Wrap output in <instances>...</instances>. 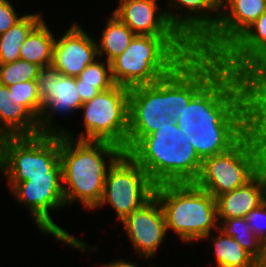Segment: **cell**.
I'll use <instances>...</instances> for the list:
<instances>
[{"mask_svg": "<svg viewBox=\"0 0 266 267\" xmlns=\"http://www.w3.org/2000/svg\"><path fill=\"white\" fill-rule=\"evenodd\" d=\"M175 121L202 161L228 151L258 122L245 75L223 67Z\"/></svg>", "mask_w": 266, "mask_h": 267, "instance_id": "cell-1", "label": "cell"}, {"mask_svg": "<svg viewBox=\"0 0 266 267\" xmlns=\"http://www.w3.org/2000/svg\"><path fill=\"white\" fill-rule=\"evenodd\" d=\"M128 154L157 185L194 183L202 160L183 130L168 115L157 117L156 131L144 136Z\"/></svg>", "mask_w": 266, "mask_h": 267, "instance_id": "cell-2", "label": "cell"}, {"mask_svg": "<svg viewBox=\"0 0 266 267\" xmlns=\"http://www.w3.org/2000/svg\"><path fill=\"white\" fill-rule=\"evenodd\" d=\"M73 136L68 131L60 135L62 184L67 185L62 186L64 201H77L93 210L101 201L108 170L125 151L110 142L75 140Z\"/></svg>", "mask_w": 266, "mask_h": 267, "instance_id": "cell-3", "label": "cell"}, {"mask_svg": "<svg viewBox=\"0 0 266 267\" xmlns=\"http://www.w3.org/2000/svg\"><path fill=\"white\" fill-rule=\"evenodd\" d=\"M195 49L182 36L136 35L111 64L113 82L132 88L170 75Z\"/></svg>", "mask_w": 266, "mask_h": 267, "instance_id": "cell-4", "label": "cell"}, {"mask_svg": "<svg viewBox=\"0 0 266 267\" xmlns=\"http://www.w3.org/2000/svg\"><path fill=\"white\" fill-rule=\"evenodd\" d=\"M154 196L162 206L167 231L173 230L183 242L208 238L217 225L216 199L195 183L155 186Z\"/></svg>", "mask_w": 266, "mask_h": 267, "instance_id": "cell-5", "label": "cell"}, {"mask_svg": "<svg viewBox=\"0 0 266 267\" xmlns=\"http://www.w3.org/2000/svg\"><path fill=\"white\" fill-rule=\"evenodd\" d=\"M0 172L7 176L10 189L30 178L62 177L60 135L0 138Z\"/></svg>", "mask_w": 266, "mask_h": 267, "instance_id": "cell-6", "label": "cell"}, {"mask_svg": "<svg viewBox=\"0 0 266 267\" xmlns=\"http://www.w3.org/2000/svg\"><path fill=\"white\" fill-rule=\"evenodd\" d=\"M257 173L256 124L228 151L202 161L194 182L214 198L244 185Z\"/></svg>", "mask_w": 266, "mask_h": 267, "instance_id": "cell-7", "label": "cell"}, {"mask_svg": "<svg viewBox=\"0 0 266 267\" xmlns=\"http://www.w3.org/2000/svg\"><path fill=\"white\" fill-rule=\"evenodd\" d=\"M130 88L115 84L81 105L85 132L79 140L106 141L127 152Z\"/></svg>", "mask_w": 266, "mask_h": 267, "instance_id": "cell-8", "label": "cell"}, {"mask_svg": "<svg viewBox=\"0 0 266 267\" xmlns=\"http://www.w3.org/2000/svg\"><path fill=\"white\" fill-rule=\"evenodd\" d=\"M154 189L155 184L146 171L124 152L108 170L102 198L96 208L107 203L122 221L131 211L144 205L154 195Z\"/></svg>", "mask_w": 266, "mask_h": 267, "instance_id": "cell-9", "label": "cell"}, {"mask_svg": "<svg viewBox=\"0 0 266 267\" xmlns=\"http://www.w3.org/2000/svg\"><path fill=\"white\" fill-rule=\"evenodd\" d=\"M62 177L30 178L29 181L17 183L11 191L17 203H24L41 232L49 233L73 248L87 251V244L71 236L59 227L50 217L51 209H58L65 204Z\"/></svg>", "mask_w": 266, "mask_h": 267, "instance_id": "cell-10", "label": "cell"}, {"mask_svg": "<svg viewBox=\"0 0 266 267\" xmlns=\"http://www.w3.org/2000/svg\"><path fill=\"white\" fill-rule=\"evenodd\" d=\"M223 68L220 56L196 51L170 75L163 77V111L172 119Z\"/></svg>", "mask_w": 266, "mask_h": 267, "instance_id": "cell-11", "label": "cell"}, {"mask_svg": "<svg viewBox=\"0 0 266 267\" xmlns=\"http://www.w3.org/2000/svg\"><path fill=\"white\" fill-rule=\"evenodd\" d=\"M35 81L43 106L38 118L40 134L64 135V129H56L51 124L52 113H66L81 108L82 100L76 87V77L59 74L51 64L40 67Z\"/></svg>", "mask_w": 266, "mask_h": 267, "instance_id": "cell-12", "label": "cell"}, {"mask_svg": "<svg viewBox=\"0 0 266 267\" xmlns=\"http://www.w3.org/2000/svg\"><path fill=\"white\" fill-rule=\"evenodd\" d=\"M219 7V22L195 49L197 53L220 56L266 11V0H219Z\"/></svg>", "mask_w": 266, "mask_h": 267, "instance_id": "cell-13", "label": "cell"}, {"mask_svg": "<svg viewBox=\"0 0 266 267\" xmlns=\"http://www.w3.org/2000/svg\"><path fill=\"white\" fill-rule=\"evenodd\" d=\"M121 223L133 247L145 259L156 253L166 238L164 212L154 195L144 205L131 211Z\"/></svg>", "mask_w": 266, "mask_h": 267, "instance_id": "cell-14", "label": "cell"}, {"mask_svg": "<svg viewBox=\"0 0 266 267\" xmlns=\"http://www.w3.org/2000/svg\"><path fill=\"white\" fill-rule=\"evenodd\" d=\"M163 78L153 84L130 88L127 153L146 135L156 131L163 111Z\"/></svg>", "mask_w": 266, "mask_h": 267, "instance_id": "cell-15", "label": "cell"}, {"mask_svg": "<svg viewBox=\"0 0 266 267\" xmlns=\"http://www.w3.org/2000/svg\"><path fill=\"white\" fill-rule=\"evenodd\" d=\"M176 5L178 8H185L189 13L183 16L182 13L178 15V12L175 14L168 11L166 15L169 22L196 49L215 30L219 22V0H170L169 6L177 7Z\"/></svg>", "mask_w": 266, "mask_h": 267, "instance_id": "cell-16", "label": "cell"}, {"mask_svg": "<svg viewBox=\"0 0 266 267\" xmlns=\"http://www.w3.org/2000/svg\"><path fill=\"white\" fill-rule=\"evenodd\" d=\"M97 56V42L74 23L55 40L52 65L61 75L77 77Z\"/></svg>", "mask_w": 266, "mask_h": 267, "instance_id": "cell-17", "label": "cell"}, {"mask_svg": "<svg viewBox=\"0 0 266 267\" xmlns=\"http://www.w3.org/2000/svg\"><path fill=\"white\" fill-rule=\"evenodd\" d=\"M157 11V0H120L113 15L136 35L181 36L169 22L167 10Z\"/></svg>", "mask_w": 266, "mask_h": 267, "instance_id": "cell-18", "label": "cell"}, {"mask_svg": "<svg viewBox=\"0 0 266 267\" xmlns=\"http://www.w3.org/2000/svg\"><path fill=\"white\" fill-rule=\"evenodd\" d=\"M266 55V11L221 55L223 67L245 75Z\"/></svg>", "mask_w": 266, "mask_h": 267, "instance_id": "cell-19", "label": "cell"}, {"mask_svg": "<svg viewBox=\"0 0 266 267\" xmlns=\"http://www.w3.org/2000/svg\"><path fill=\"white\" fill-rule=\"evenodd\" d=\"M217 218H245L247 213L264 202V185L256 173L249 181L231 192L217 196Z\"/></svg>", "mask_w": 266, "mask_h": 267, "instance_id": "cell-20", "label": "cell"}, {"mask_svg": "<svg viewBox=\"0 0 266 267\" xmlns=\"http://www.w3.org/2000/svg\"><path fill=\"white\" fill-rule=\"evenodd\" d=\"M40 134L38 118L22 103H13L8 86L0 84V138Z\"/></svg>", "mask_w": 266, "mask_h": 267, "instance_id": "cell-21", "label": "cell"}, {"mask_svg": "<svg viewBox=\"0 0 266 267\" xmlns=\"http://www.w3.org/2000/svg\"><path fill=\"white\" fill-rule=\"evenodd\" d=\"M54 38L47 24L42 20L23 42L19 59L34 63L40 67L52 64Z\"/></svg>", "mask_w": 266, "mask_h": 267, "instance_id": "cell-22", "label": "cell"}, {"mask_svg": "<svg viewBox=\"0 0 266 267\" xmlns=\"http://www.w3.org/2000/svg\"><path fill=\"white\" fill-rule=\"evenodd\" d=\"M43 20L41 14H28L0 35V64L19 59L20 48L29 33Z\"/></svg>", "mask_w": 266, "mask_h": 267, "instance_id": "cell-23", "label": "cell"}, {"mask_svg": "<svg viewBox=\"0 0 266 267\" xmlns=\"http://www.w3.org/2000/svg\"><path fill=\"white\" fill-rule=\"evenodd\" d=\"M135 36L126 24L112 14L103 30L100 44H97L98 56L106 53L107 62L111 63L126 50Z\"/></svg>", "mask_w": 266, "mask_h": 267, "instance_id": "cell-24", "label": "cell"}, {"mask_svg": "<svg viewBox=\"0 0 266 267\" xmlns=\"http://www.w3.org/2000/svg\"><path fill=\"white\" fill-rule=\"evenodd\" d=\"M214 239L216 263L218 267H256V259L233 237L226 236L218 229Z\"/></svg>", "mask_w": 266, "mask_h": 267, "instance_id": "cell-25", "label": "cell"}, {"mask_svg": "<svg viewBox=\"0 0 266 267\" xmlns=\"http://www.w3.org/2000/svg\"><path fill=\"white\" fill-rule=\"evenodd\" d=\"M245 78L252 114L262 121L266 117V55L245 74Z\"/></svg>", "mask_w": 266, "mask_h": 267, "instance_id": "cell-26", "label": "cell"}, {"mask_svg": "<svg viewBox=\"0 0 266 267\" xmlns=\"http://www.w3.org/2000/svg\"><path fill=\"white\" fill-rule=\"evenodd\" d=\"M224 222L218 230L226 236L233 237L256 260L261 255L262 242L252 232L246 218L220 219Z\"/></svg>", "mask_w": 266, "mask_h": 267, "instance_id": "cell-27", "label": "cell"}, {"mask_svg": "<svg viewBox=\"0 0 266 267\" xmlns=\"http://www.w3.org/2000/svg\"><path fill=\"white\" fill-rule=\"evenodd\" d=\"M39 70L40 66L22 59L0 64V84L10 86L19 82L36 80Z\"/></svg>", "mask_w": 266, "mask_h": 267, "instance_id": "cell-28", "label": "cell"}, {"mask_svg": "<svg viewBox=\"0 0 266 267\" xmlns=\"http://www.w3.org/2000/svg\"><path fill=\"white\" fill-rule=\"evenodd\" d=\"M98 59L87 65L77 78L81 81V84L94 85L102 92L113 87L115 83L111 75V64L107 61V65L104 62H98Z\"/></svg>", "mask_w": 266, "mask_h": 267, "instance_id": "cell-29", "label": "cell"}, {"mask_svg": "<svg viewBox=\"0 0 266 267\" xmlns=\"http://www.w3.org/2000/svg\"><path fill=\"white\" fill-rule=\"evenodd\" d=\"M12 93L13 103L24 104L37 118L42 111V104L38 97L36 81L19 82L8 86Z\"/></svg>", "mask_w": 266, "mask_h": 267, "instance_id": "cell-30", "label": "cell"}, {"mask_svg": "<svg viewBox=\"0 0 266 267\" xmlns=\"http://www.w3.org/2000/svg\"><path fill=\"white\" fill-rule=\"evenodd\" d=\"M246 220L252 232L263 242L266 240V202L250 210L246 215ZM263 223V224H262Z\"/></svg>", "mask_w": 266, "mask_h": 267, "instance_id": "cell-31", "label": "cell"}, {"mask_svg": "<svg viewBox=\"0 0 266 267\" xmlns=\"http://www.w3.org/2000/svg\"><path fill=\"white\" fill-rule=\"evenodd\" d=\"M256 150L257 173L266 184V126L261 121L256 123Z\"/></svg>", "mask_w": 266, "mask_h": 267, "instance_id": "cell-32", "label": "cell"}, {"mask_svg": "<svg viewBox=\"0 0 266 267\" xmlns=\"http://www.w3.org/2000/svg\"><path fill=\"white\" fill-rule=\"evenodd\" d=\"M23 16L19 17L14 7L8 0H0V35L7 32L18 23Z\"/></svg>", "mask_w": 266, "mask_h": 267, "instance_id": "cell-33", "label": "cell"}, {"mask_svg": "<svg viewBox=\"0 0 266 267\" xmlns=\"http://www.w3.org/2000/svg\"><path fill=\"white\" fill-rule=\"evenodd\" d=\"M76 87L79 91V95L82 100V104L90 101L95 95H97L100 91L95 88L94 85L81 84V81L76 77Z\"/></svg>", "mask_w": 266, "mask_h": 267, "instance_id": "cell-34", "label": "cell"}, {"mask_svg": "<svg viewBox=\"0 0 266 267\" xmlns=\"http://www.w3.org/2000/svg\"><path fill=\"white\" fill-rule=\"evenodd\" d=\"M256 267H266V240L262 242L261 255L256 260Z\"/></svg>", "mask_w": 266, "mask_h": 267, "instance_id": "cell-35", "label": "cell"}, {"mask_svg": "<svg viewBox=\"0 0 266 267\" xmlns=\"http://www.w3.org/2000/svg\"><path fill=\"white\" fill-rule=\"evenodd\" d=\"M103 267H137V266L125 260H118L115 262H111L110 264H105L103 265Z\"/></svg>", "mask_w": 266, "mask_h": 267, "instance_id": "cell-36", "label": "cell"}, {"mask_svg": "<svg viewBox=\"0 0 266 267\" xmlns=\"http://www.w3.org/2000/svg\"><path fill=\"white\" fill-rule=\"evenodd\" d=\"M263 185H264V201L266 202V184Z\"/></svg>", "mask_w": 266, "mask_h": 267, "instance_id": "cell-37", "label": "cell"}, {"mask_svg": "<svg viewBox=\"0 0 266 267\" xmlns=\"http://www.w3.org/2000/svg\"><path fill=\"white\" fill-rule=\"evenodd\" d=\"M261 122L266 126V117Z\"/></svg>", "mask_w": 266, "mask_h": 267, "instance_id": "cell-38", "label": "cell"}]
</instances>
